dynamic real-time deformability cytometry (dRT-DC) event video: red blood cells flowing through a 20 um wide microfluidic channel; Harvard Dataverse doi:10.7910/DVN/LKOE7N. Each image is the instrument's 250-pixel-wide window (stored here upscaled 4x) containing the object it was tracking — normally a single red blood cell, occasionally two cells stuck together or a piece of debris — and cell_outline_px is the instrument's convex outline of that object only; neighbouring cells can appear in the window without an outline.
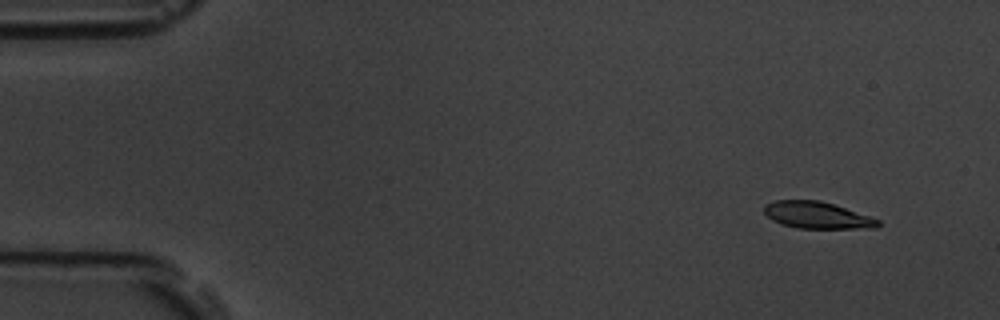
{"species": "common noctule bat (a hibernating species)", "species_latin": "Nyctalus noctula", "temperature_condition": "room temperature", "stored_images_in_passage": 7, "camera_frame_rate_fps": 3000, "um_per_image_px": 0.085, "animal": {"sex": "male", "body_mass_g": 19.5, "forearm_length_mm": 54.6}, "frame": {"image": 1, "passage_image": 2, "time_ms": 1.333, "image_size_px": [1000, 320], "cell_outline_px": [[880, 224], [876, 228], [796, 228], [772, 220], [764, 212], [764, 204], [776, 200], [820, 200], [880, 220]], "centroid_in_image_um": [69.42, 18.29], "position_along_channel_um": 15.6, "area_um2": 17.51}}
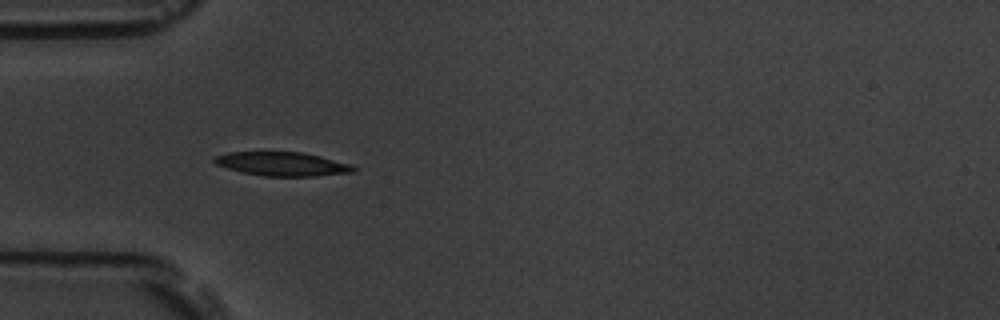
{"frame": {"image": 2, "passage_image": 6, "time_ms": 5.667, "image_size_px": [1000, 320], "cell_outline_px": [[356, 172], [316, 176], [264, 176], [240, 172], [216, 164], [212, 160], [216, 156], [228, 152], [300, 152], [320, 156], [352, 164], [356, 168]], "centroid_in_image_um": [24.02, 13.94], "position_along_channel_um": 61.0, "area_um2": 19.36}}
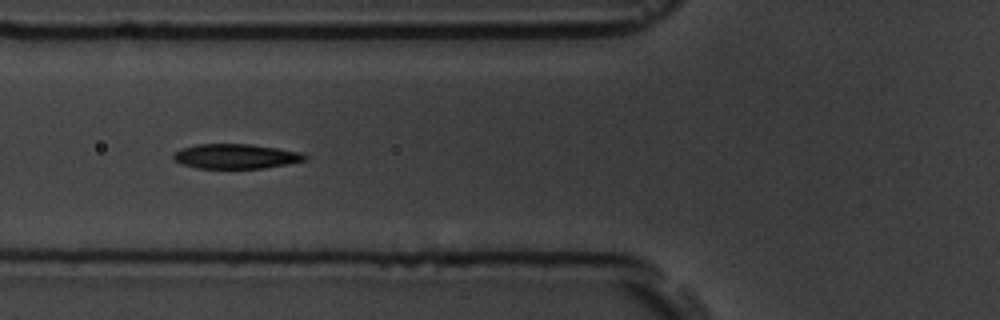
{"frame": {"image": 3, "passage_image": 7, "time_ms": 7.0, "image_size_px": [1000, 320], "cell_outline_px": [[308, 160], [288, 164], [264, 168], [196, 168], [172, 160], [172, 156], [180, 148], [196, 144], [248, 144], [276, 148], [300, 152], [308, 156]], "centroid_in_image_um": [20.04, 13.29], "position_along_channel_um": 105.8, "area_um2": 18.96}}